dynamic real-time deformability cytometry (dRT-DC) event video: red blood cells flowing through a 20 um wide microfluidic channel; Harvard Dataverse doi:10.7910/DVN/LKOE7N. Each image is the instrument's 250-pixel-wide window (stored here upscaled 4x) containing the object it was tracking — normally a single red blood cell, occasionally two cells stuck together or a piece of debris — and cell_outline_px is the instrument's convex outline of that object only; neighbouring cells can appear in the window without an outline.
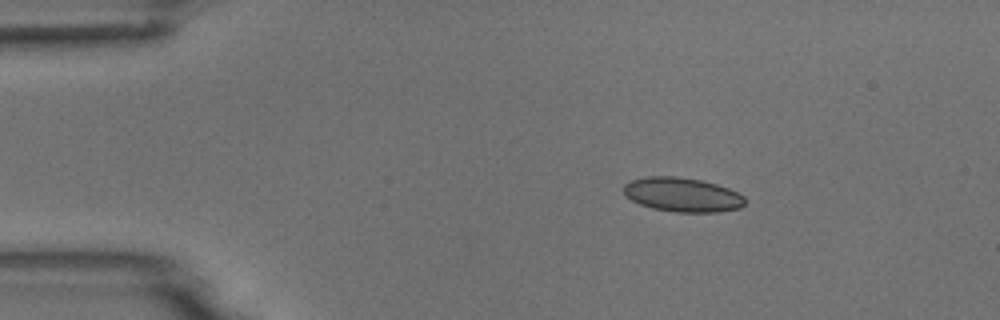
{"species": "common noctule bat (a hibernating species)", "species_latin": "Nyctalus noctula", "temperature_condition": "room temperature", "stored_images_in_passage": 3, "camera_frame_rate_fps": 3000, "um_per_image_px": 0.085, "animal": {"sex": "male", "body_mass_g": 18.8}, "frame": {"image": 1, "passage_image": 1, "time_ms": 0.0, "image_size_px": [1000, 320], "cell_outline_px": [[744, 204], [740, 208], [716, 212], [676, 212], [652, 208], [640, 204], [624, 196], [624, 184], [632, 180], [648, 176], [676, 176], [700, 180], [716, 184], [728, 188], [744, 196]], "centroid_in_image_um": [57.98, 16.55], "position_along_channel_um": 27.0, "area_um2": 24.1}}
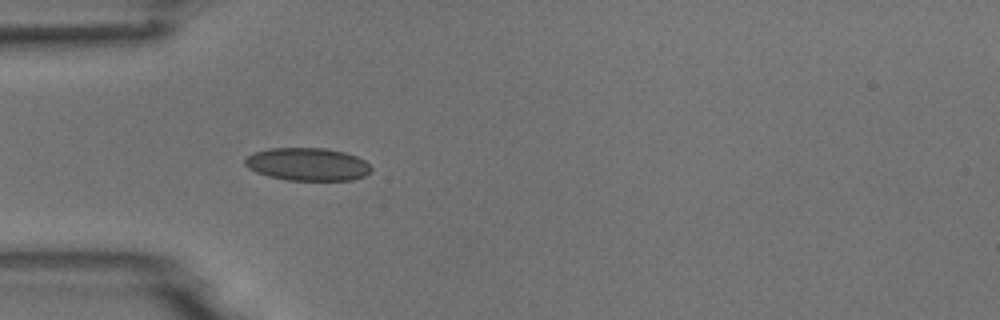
{"frame": {"image": 2, "passage_image": 3, "time_ms": 2.333, "image_size_px": [1000, 320], "cell_outline_px": [[372, 172], [364, 176], [352, 180], [288, 180], [268, 176], [256, 172], [248, 168], [244, 164], [244, 160], [248, 156], [256, 152], [272, 148], [324, 148], [344, 152], [356, 156], [364, 160], [372, 168]], "centroid_in_image_um": [26.16, 13.97], "position_along_channel_um": 58.8, "area_um2": 24.1}}